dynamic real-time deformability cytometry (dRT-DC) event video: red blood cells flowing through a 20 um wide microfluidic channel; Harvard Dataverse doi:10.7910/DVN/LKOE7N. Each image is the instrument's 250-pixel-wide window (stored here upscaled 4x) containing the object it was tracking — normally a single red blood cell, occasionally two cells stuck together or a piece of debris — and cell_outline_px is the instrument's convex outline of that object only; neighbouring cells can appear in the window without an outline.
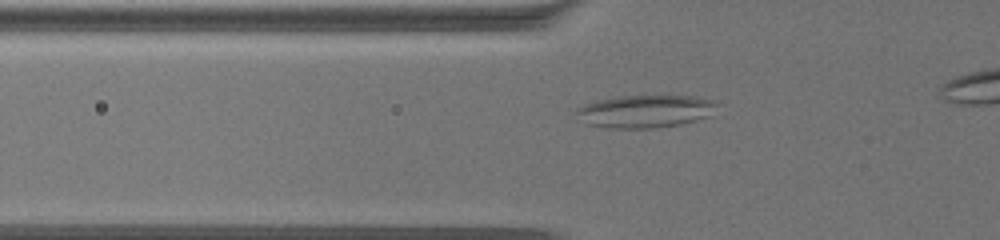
{"species": "common noctule bat (a hibernating species)", "species_latin": "Nyctalus noctula", "temperature_condition": "warm", "stored_images_in_passage": 50, "camera_frame_rate_fps": 3000, "um_per_image_px": 0.085, "animal": {"sex": "female", "body_mass_g": 19.5, "forearm_length_mm": 54.1}, "frame": {"image": 1, "passage_image": 14, "time_ms": 4.333, "image_size_px": [1000, 240], "cell_outline_px": [[716, 104], [712, 116], [680, 124], [656, 128], [608, 128], [588, 124], [576, 112], [576, 108], [584, 104], [596, 100], [616, 96], [692, 96], [716, 100]], "centroid_in_image_um": [54.87, 9.45], "position_along_channel_um": 70.9, "area_um2": 26.76}}
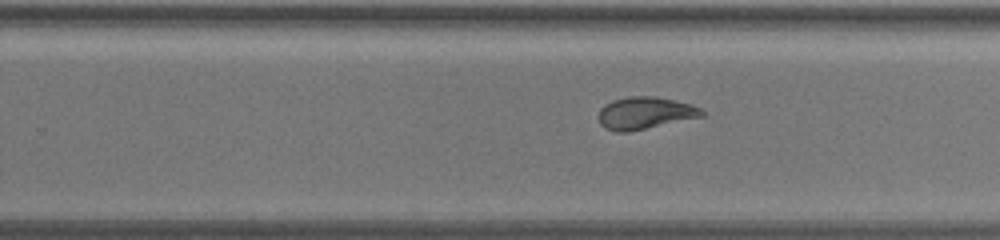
{"frame": {"image": 2, "passage_image": 34, "time_ms": 11.0, "image_size_px": [1000, 240], "cell_outline_px": [[704, 116], [628, 132], [616, 132], [604, 128], [600, 124], [600, 108], [604, 104], [612, 100], [628, 96], [656, 96], [692, 104], [700, 108], [704, 112]], "centroid_in_image_um": [54.82, 9.6], "position_along_channel_um": 275.0, "area_um2": 19.42}}
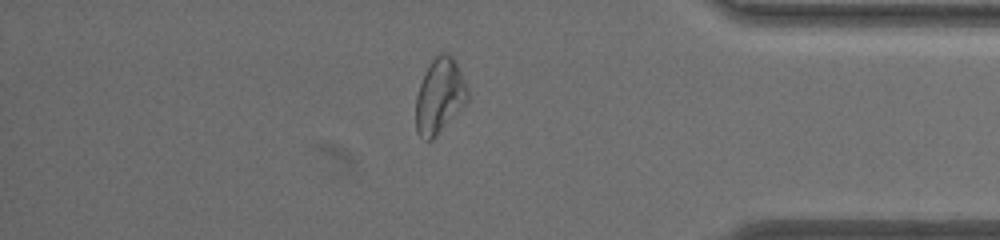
{"frame": {"image": 3, "passage_image": 48, "time_ms": 15.667, "image_size_px": [1000, 240], "cell_outline_px": [[468, 100], [436, 136], [432, 140], [424, 140], [416, 132], [416, 96], [420, 84], [432, 60], [440, 52], [448, 52], [456, 60], [468, 88]], "centroid_in_image_um": [37.37, 8.14], "position_along_channel_um": 397.8, "area_um2": 22.48}}